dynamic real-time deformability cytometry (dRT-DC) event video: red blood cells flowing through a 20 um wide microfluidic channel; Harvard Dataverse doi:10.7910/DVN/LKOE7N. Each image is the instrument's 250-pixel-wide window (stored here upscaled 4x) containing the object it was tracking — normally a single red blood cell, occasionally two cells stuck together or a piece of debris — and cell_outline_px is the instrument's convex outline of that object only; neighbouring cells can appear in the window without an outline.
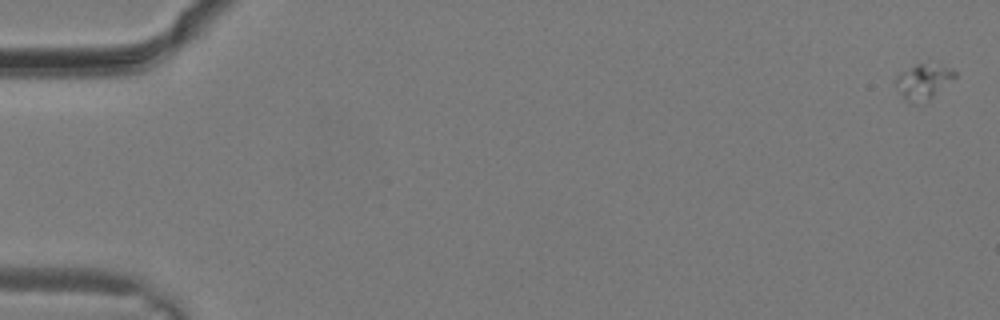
{"species": "common noctule bat (a hibernating species)", "species_latin": "Nyctalus noctula", "temperature_condition": "warm", "stored_images_in_passage": 23, "camera_frame_rate_fps": 3000, "um_per_image_px": 0.085, "animal": {"sex": "male", "body_mass_g": 19.2, "forearm_length_mm": 51.8}, "frame": {"image": 1, "passage_image": 1, "time_ms": 0.0, "image_size_px": [1000, 320], "cell_outline_px": [[956, 76], [928, 100], [908, 100], [900, 96], [896, 80], [896, 76], [900, 72], [916, 64], [940, 64], [952, 68], [956, 72]], "centroid_in_image_um": [78.5, 6.87], "position_along_channel_um": 6.5, "area_um2": 11.62}}
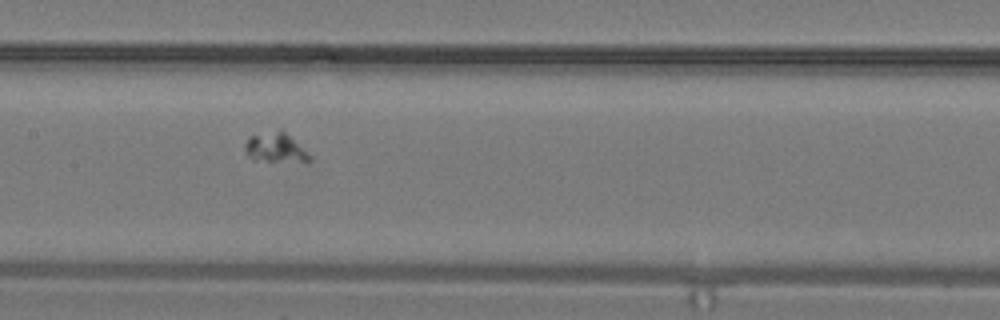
{"frame": {"image": 2, "passage_image": 16, "time_ms": 5.0, "image_size_px": [1000, 320], "cell_outline_px": [[312, 160], [252, 160], [248, 156], [244, 148], [244, 144], [248, 136], [280, 128]], "centroid_in_image_um": [23.24, 12.5], "position_along_channel_um": 184.2, "area_um2": 10.46}}
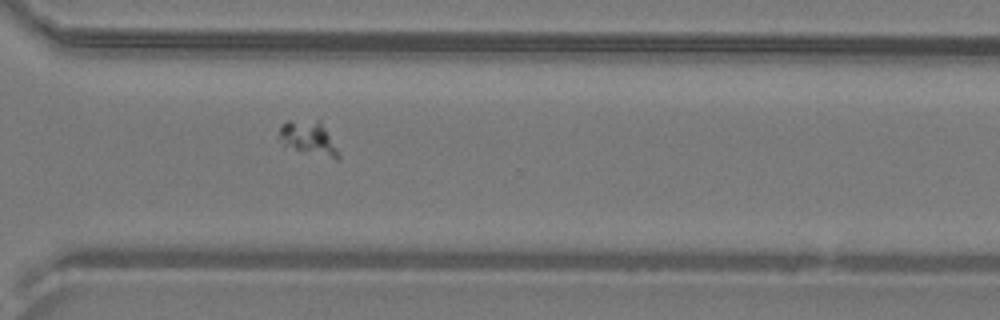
{"frame": {"image": 3, "passage_image": 23, "time_ms": 7.333, "image_size_px": [1000, 320], "cell_outline_px": [[340, 156], [336, 160], [296, 148], [284, 144], [276, 140], [276, 136], [280, 124], [288, 120], [320, 120]], "centroid_in_image_um": [26.13, 11.69], "position_along_channel_um": 344.5, "area_um2": 11.44}}